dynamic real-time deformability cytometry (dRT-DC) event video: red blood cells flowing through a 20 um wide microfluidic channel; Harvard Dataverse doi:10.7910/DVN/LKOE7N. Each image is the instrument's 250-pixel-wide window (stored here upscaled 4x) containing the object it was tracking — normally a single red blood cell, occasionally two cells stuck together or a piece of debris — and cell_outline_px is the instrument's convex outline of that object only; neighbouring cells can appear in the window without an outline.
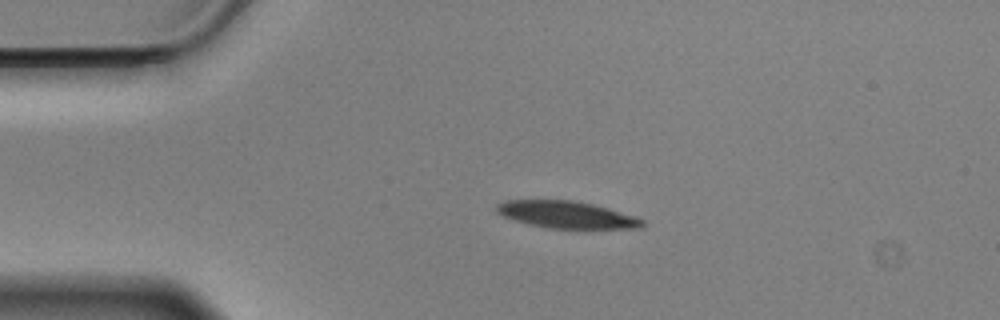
{"species": "Egyptian fruit bat (a non-hibernating species)", "species_latin": "Rousettus aegyptiacus", "temperature_condition": "cold", "stored_images_in_passage": 46, "camera_frame_rate_fps": 3000, "um_per_image_px": 0.085, "animal": {"sex": "male"}, "frame": {"image": 1, "passage_image": 1, "time_ms": 0.0, "image_size_px": [1000, 320], "cell_outline_px": [[644, 224], [640, 228], [548, 228], [528, 224], [504, 216], [496, 212], [496, 204], [504, 200], [572, 200], [592, 204], [608, 208], [644, 220]], "centroid_in_image_um": [48.11, 18.24], "position_along_channel_um": 36.9, "area_um2": 22.66}}
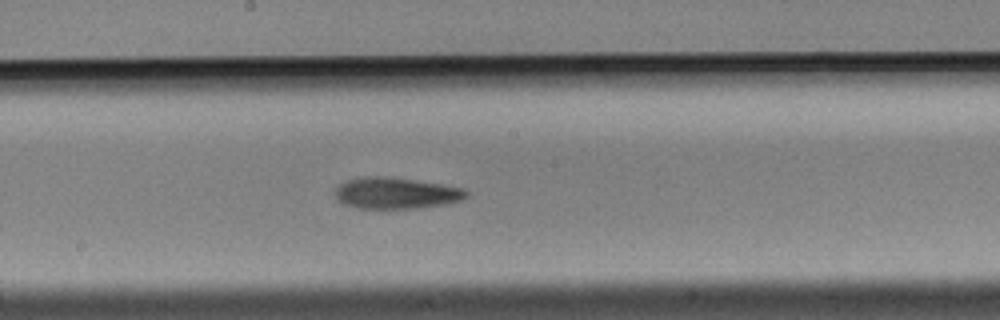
{"frame": {"image": 2, "passage_image": 19, "time_ms": 6.0, "image_size_px": [1000, 320], "cell_outline_px": [[468, 196], [464, 200], [444, 204], [416, 208], [356, 208], [344, 204], [336, 200], [336, 188], [340, 184], [348, 180], [364, 176], [388, 176], [444, 184], [464, 188], [468, 192]], "centroid_in_image_um": [33.69, 16.41], "position_along_channel_um": 214.5, "area_um2": 24.1}}
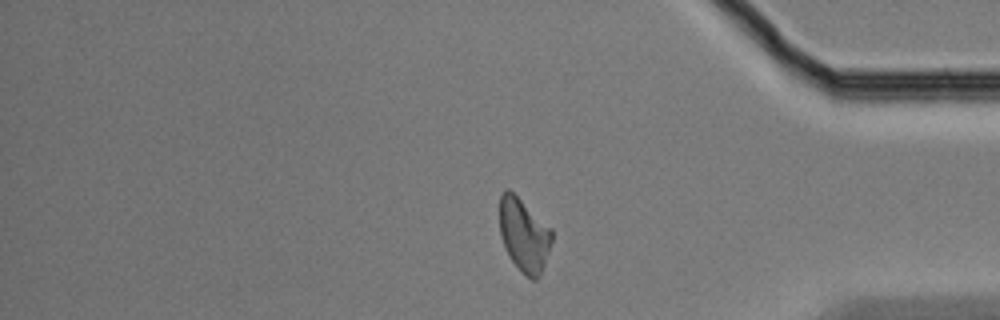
{"frame": {"image": 3, "passage_image": 36, "time_ms": 11.667, "image_size_px": [1000, 320], "cell_outline_px": [[552, 240], [544, 264], [536, 280], [532, 280], [512, 260], [500, 236], [500, 196], [504, 188], [508, 188], [552, 228]], "centroid_in_image_um": [44.54, 19.91], "position_along_channel_um": 390.7, "area_um2": 21.79}, "authors_computed_cell_mechanics": {"area_um2": 23.2356, "velocity_mm_per_s": 3.4929, "shape_relaxation_time_tau1_ms": 3.9567, "shape_relaxation_time_tau2_ms": null, "deformation_change_tau1": 0.1455, "deformation_change_tau2": null}}